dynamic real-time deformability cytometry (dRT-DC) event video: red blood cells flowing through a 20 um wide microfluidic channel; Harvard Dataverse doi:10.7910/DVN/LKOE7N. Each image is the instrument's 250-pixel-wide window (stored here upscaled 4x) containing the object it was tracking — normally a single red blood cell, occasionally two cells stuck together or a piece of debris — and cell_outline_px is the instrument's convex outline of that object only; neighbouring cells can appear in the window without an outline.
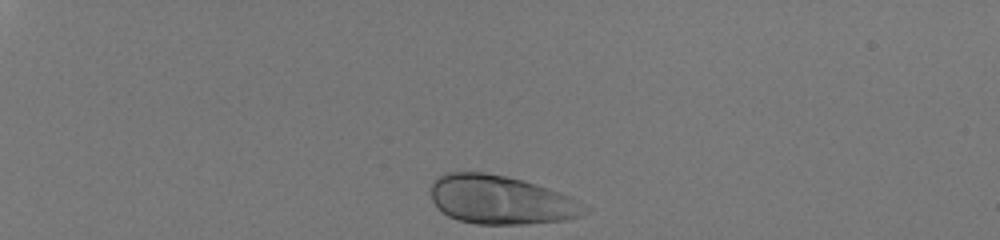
{"species": "human", "species_latin": "Homo sapiens", "temperature_condition": "room temperature", "stored_images_in_passage": 34, "camera_frame_rate_fps": 3000, "um_per_image_px": 0.085, "donor": {"sex": "male"}, "frame": {"image": 1, "passage_image": 1, "time_ms": 0.0, "image_size_px": [1000, 240], "cell_outline_px": [[592, 208], [588, 212], [580, 216], [564, 220], [524, 224], [476, 224], [460, 220], [448, 216], [432, 200], [432, 184], [436, 176], [448, 172], [484, 172], [524, 180], [548, 188], [568, 196]], "centroid_in_image_um": [42.59, 16.99], "position_along_channel_um": 42.4, "area_um2": 43.52}}
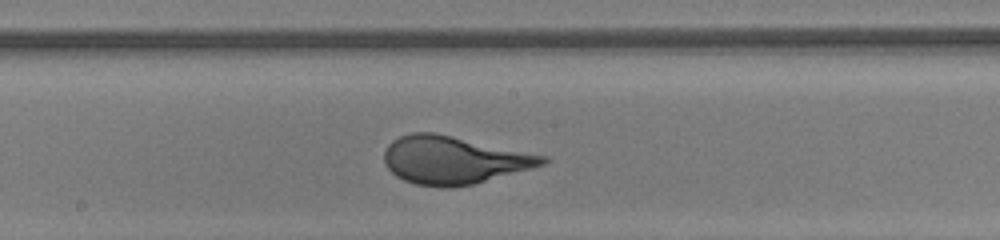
{"frame": {"image": 2, "passage_image": 20, "time_ms": 6.333, "image_size_px": [1000, 240], "cell_outline_px": [[548, 160], [544, 164], [532, 168], [472, 184], [448, 188], [444, 188], [416, 184], [404, 180], [396, 176], [384, 164], [384, 152], [388, 144], [392, 140], [400, 136], [412, 132], [432, 132], [452, 136], [548, 156]], "centroid_in_image_um": [38.53, 13.6], "position_along_channel_um": 209.7, "area_um2": 43.81}}
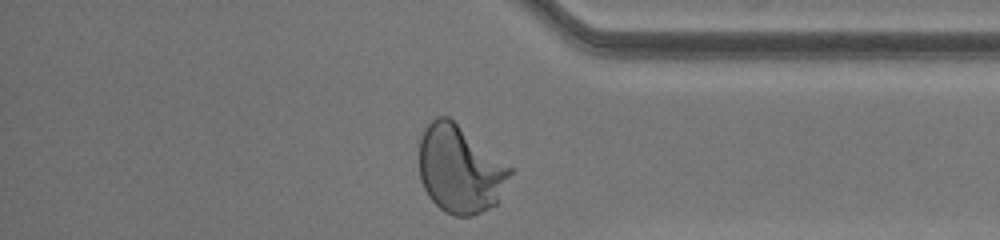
{"frame": {"image": 3, "passage_image": 34, "time_ms": 11.0, "image_size_px": [1000, 240], "cell_outline_px": [[512, 172], [496, 204], [472, 216], [452, 216], [444, 212], [428, 196], [420, 180], [420, 132], [436, 116], [448, 116], [512, 168]], "centroid_in_image_um": [39.07, 14.39], "position_along_channel_um": 396.1, "area_um2": 46.12}, "authors_computed_cell_mechanics": {"area_um2": 43.1766, "velocity_mm_per_s": 4.0666, "shape_relaxation_time_tau1_ms": 3.4089, "shape_relaxation_time_tau2_ms": null, "deformation_change_tau1": 0.1832, "deformation_change_tau2": null}}